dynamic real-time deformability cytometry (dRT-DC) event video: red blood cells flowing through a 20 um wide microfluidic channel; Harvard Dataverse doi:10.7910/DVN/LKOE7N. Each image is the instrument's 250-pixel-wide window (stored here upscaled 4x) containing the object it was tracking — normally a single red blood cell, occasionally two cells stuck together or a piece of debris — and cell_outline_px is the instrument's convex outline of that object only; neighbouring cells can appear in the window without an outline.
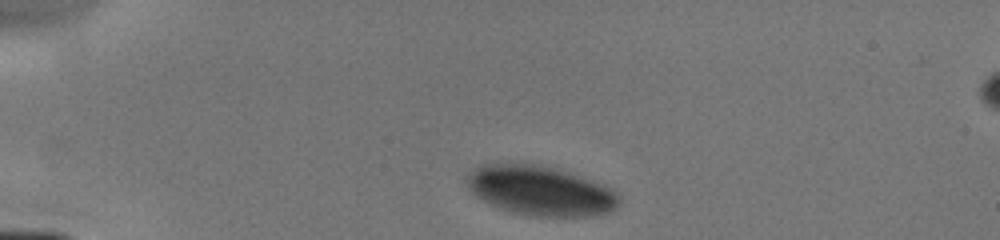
{"species": "human", "species_latin": "Homo sapiens", "temperature_condition": "cold", "stored_images_in_passage": 8, "camera_frame_rate_fps": 3000, "um_per_image_px": 0.085, "donor": {"sex": "male"}, "frame": {"image": 1, "passage_image": 1, "time_ms": 0.0, "image_size_px": [1000, 240], "cell_outline_px": [[620, 204], [616, 208], [608, 212], [588, 216], [528, 216], [512, 212], [500, 208], [476, 196], [468, 188], [464, 180], [476, 168], [484, 164], [532, 164], [552, 168], [568, 172], [600, 184], [616, 192], [620, 196]], "centroid_in_image_um": [45.93, 16.23], "position_along_channel_um": 39.1, "area_um2": 43.35}}
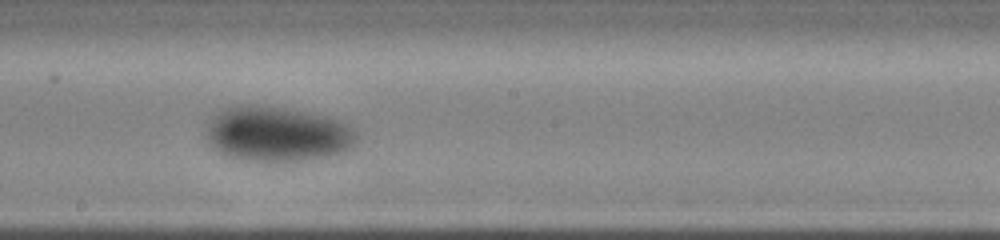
{"frame": {"image": 2, "passage_image": 7, "time_ms": 5.667, "image_size_px": [1000, 240], "cell_outline_px": [[356, 140], [348, 148], [340, 152], [328, 156], [300, 160], [264, 164], [240, 160], [228, 156], [220, 152], [208, 144], [204, 136], [204, 132], [212, 116], [216, 112], [224, 108], [240, 104], [256, 104], [304, 112], [324, 116], [340, 120], [348, 124], [356, 132]], "centroid_in_image_um": [23.46, 11.41], "position_along_channel_um": 224.7, "area_um2": 48.9}}
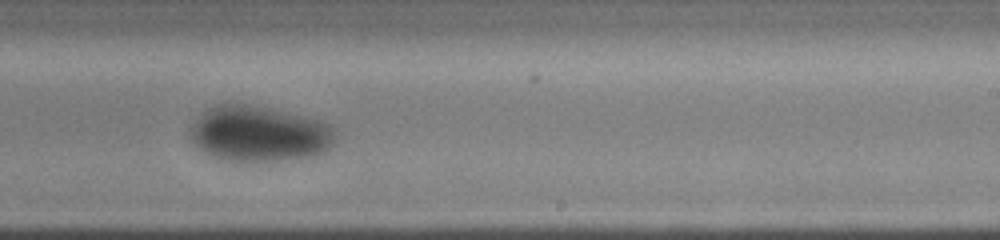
{"frame": {"image": 3, "passage_image": 8, "time_ms": 6.667, "image_size_px": [1000, 240], "cell_outline_px": [[336, 140], [324, 152], [312, 156], [280, 160], [224, 160], [212, 156], [200, 148], [188, 136], [188, 132], [192, 124], [208, 108], [216, 104], [244, 104], [264, 108], [320, 120], [328, 124], [336, 132]], "centroid_in_image_um": [22.02, 11.37], "position_along_channel_um": 267.0, "area_um2": 46.3}}